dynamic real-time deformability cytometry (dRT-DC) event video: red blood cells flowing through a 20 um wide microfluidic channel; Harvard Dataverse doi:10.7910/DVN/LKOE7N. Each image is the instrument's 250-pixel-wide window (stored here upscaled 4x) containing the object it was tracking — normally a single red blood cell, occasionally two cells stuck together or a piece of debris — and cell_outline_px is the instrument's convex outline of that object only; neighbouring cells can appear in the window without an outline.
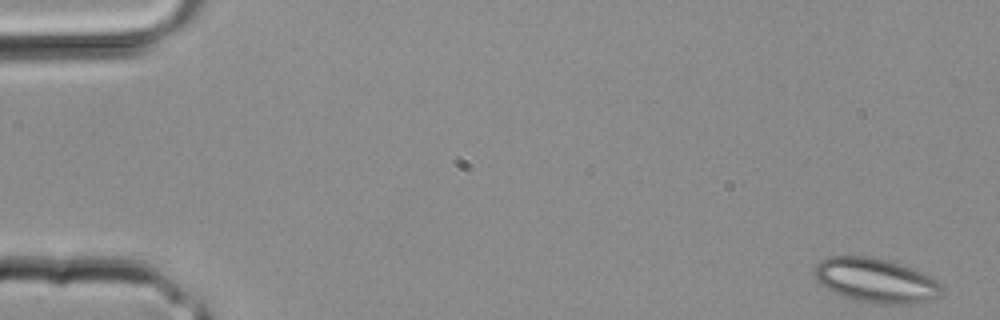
{"species": "common noctule bat (a hibernating species)", "species_latin": "Nyctalus noctula", "temperature_condition": "room temperature", "stored_images_in_passage": 33, "camera_frame_rate_fps": 3000, "um_per_image_px": 0.085, "animal": {"sex": "male", "body_mass_g": 20.4}, "frame": {"image": 1, "passage_image": 1, "time_ms": 0.0, "image_size_px": [1000, 320], "cell_outline_px": [[944, 288], [932, 300], [908, 304], [876, 304], [844, 296], [828, 288], [812, 272], [816, 264], [820, 260], [832, 256], [868, 256], [900, 264], [920, 272], [936, 280]], "centroid_in_image_um": [74.45, 23.83], "position_along_channel_um": 10.5, "area_um2": 32.19}}
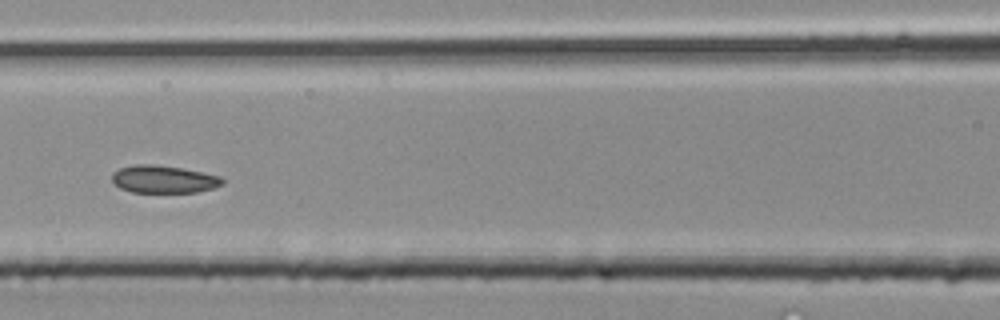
{"frame": {"image": 2, "passage_image": 15, "time_ms": 4.667, "image_size_px": [1000, 320], "cell_outline_px": [[224, 184], [216, 188], [196, 192], [132, 192], [120, 188], [112, 180], [112, 172], [120, 168], [136, 164], [152, 164], [180, 168], [220, 176], [224, 180]], "centroid_in_image_um": [13.92, 15.24], "position_along_channel_um": 152.7, "area_um2": 17.69}}
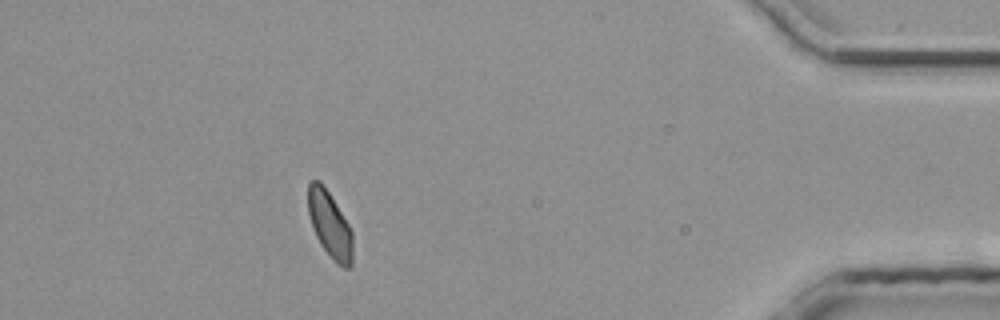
{"frame": {"image": 3, "passage_image": 30, "time_ms": 9.667, "image_size_px": [1000, 320], "cell_outline_px": [[352, 264], [348, 268], [344, 268], [336, 264], [332, 260], [320, 244], [316, 236], [308, 212], [308, 180], [320, 180], [328, 192], [348, 224], [352, 232]], "centroid_in_image_um": [28.02, 19.11], "position_along_channel_um": 407.2, "area_um2": 17.11}}